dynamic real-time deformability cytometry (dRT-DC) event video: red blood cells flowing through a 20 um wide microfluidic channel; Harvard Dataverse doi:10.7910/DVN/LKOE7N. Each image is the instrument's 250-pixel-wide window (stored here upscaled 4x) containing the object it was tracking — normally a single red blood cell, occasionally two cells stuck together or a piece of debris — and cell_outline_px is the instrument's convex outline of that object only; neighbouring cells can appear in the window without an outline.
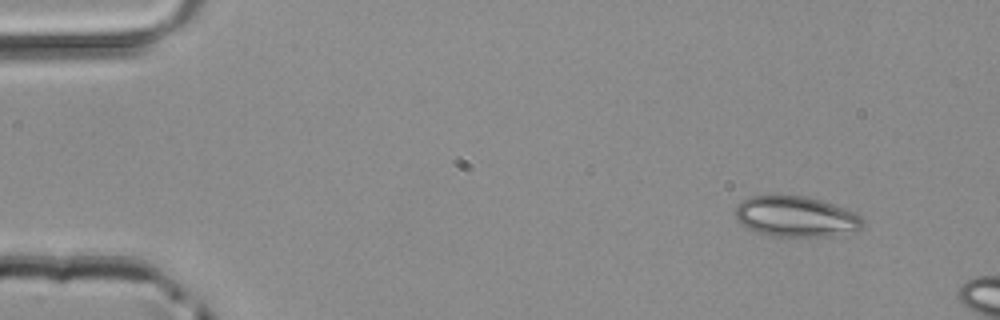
{"species": "common noctule bat (a hibernating species)", "species_latin": "Nyctalus noctula", "temperature_condition": "room temperature", "stored_images_in_passage": 44, "camera_frame_rate_fps": 3000, "um_per_image_px": 0.085, "animal": {"sex": "male", "body_mass_g": 20.4}, "frame": {"image": 1, "passage_image": 1, "time_ms": 0.0, "image_size_px": [1000, 320], "cell_outline_px": [[864, 220], [860, 228], [824, 236], [772, 236], [748, 228], [740, 224], [736, 220], [736, 204], [740, 200], [748, 196], [804, 196], [820, 200], [844, 208], [860, 216]], "centroid_in_image_um": [67.56, 18.39], "position_along_channel_um": 17.4, "area_um2": 29.54}}
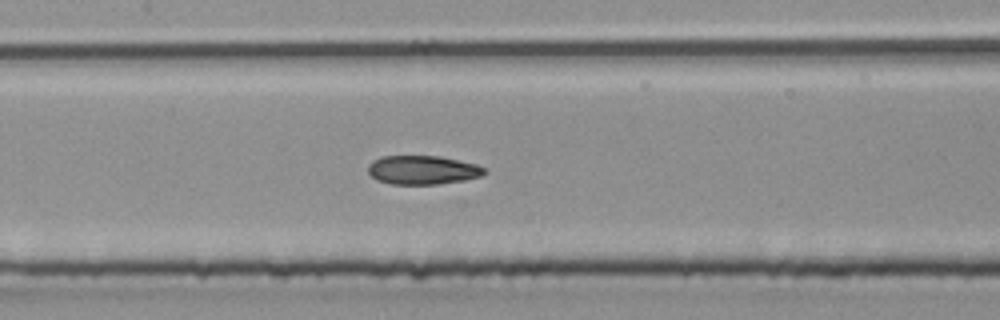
{"frame": {"image": 2, "passage_image": 20, "time_ms": 6.333, "image_size_px": [1000, 320], "cell_outline_px": [[488, 172], [480, 176], [464, 180], [440, 184], [392, 184], [376, 180], [368, 172], [368, 164], [372, 160], [384, 156], [440, 156], [476, 164], [484, 168]], "centroid_in_image_um": [35.91, 14.45], "position_along_channel_um": 171.5, "area_um2": 19.59}}
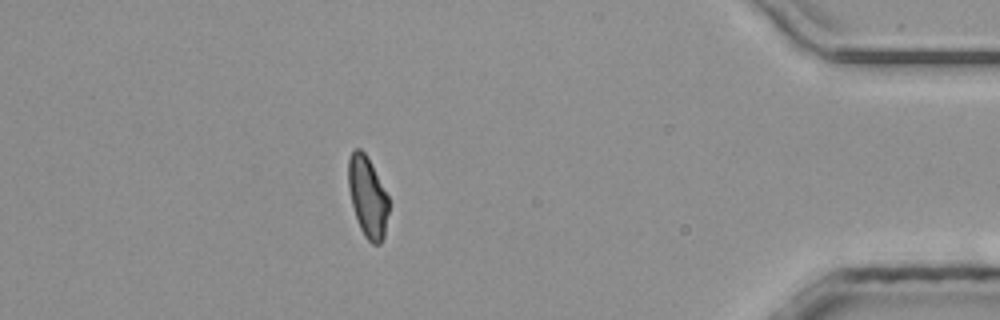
{"frame": {"image": 3, "passage_image": 40, "time_ms": 13.0, "image_size_px": [1000, 320], "cell_outline_px": [[388, 212], [384, 236], [380, 244], [372, 244], [364, 236], [360, 228], [352, 204], [348, 188], [348, 160], [352, 152], [356, 148], [360, 148], [364, 152], [388, 196]], "centroid_in_image_um": [31.23, 16.76], "position_along_channel_um": 404.0, "area_um2": 18.61}}